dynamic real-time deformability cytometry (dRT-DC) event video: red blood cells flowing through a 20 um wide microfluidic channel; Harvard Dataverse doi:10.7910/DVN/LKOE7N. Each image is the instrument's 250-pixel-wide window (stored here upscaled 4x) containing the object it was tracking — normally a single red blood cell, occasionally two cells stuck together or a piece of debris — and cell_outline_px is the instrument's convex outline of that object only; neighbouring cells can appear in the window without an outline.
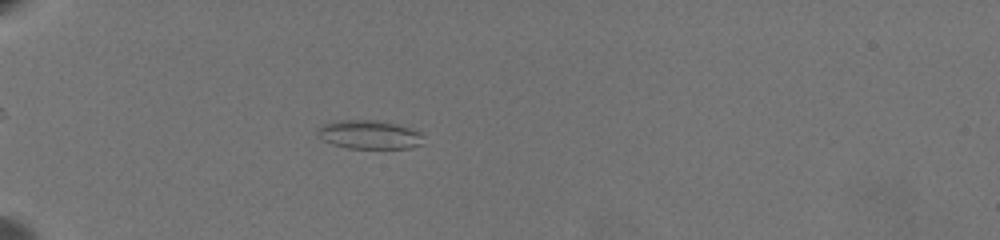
{"species": "common noctule bat (a hibernating species)", "species_latin": "Nyctalus noctula", "temperature_condition": "warm", "stored_images_in_passage": 65, "camera_frame_rate_fps": 3000, "um_per_image_px": 0.085, "animal": {"sex": "female", "body_mass_g": 19.5, "forearm_length_mm": 54.1}, "frame": {"image": 1, "passage_image": 23, "time_ms": 7.333, "image_size_px": [1000, 240], "cell_outline_px": [[424, 144], [408, 148], [348, 148], [332, 144], [324, 140], [316, 132], [316, 128], [324, 124], [336, 120], [376, 120], [396, 124], [420, 132]], "centroid_in_image_um": [31.37, 11.44], "position_along_channel_um": 53.6, "area_um2": 17.63}}
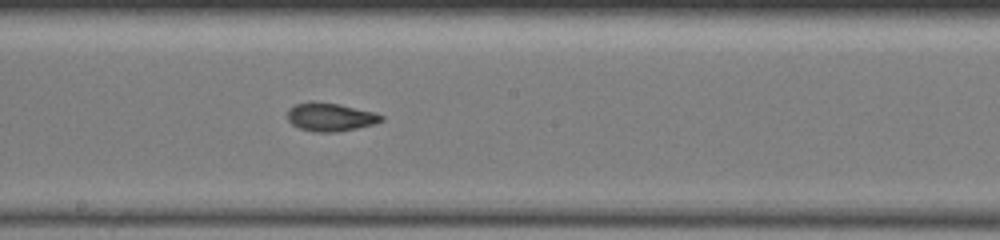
{"frame": {"image": 2, "passage_image": 40, "time_ms": 13.0, "image_size_px": [1000, 240], "cell_outline_px": [[384, 120], [372, 124], [356, 128], [336, 132], [312, 132], [300, 128], [292, 124], [288, 120], [288, 108], [296, 104], [308, 100], [312, 100], [340, 104], [376, 112], [384, 116]], "centroid_in_image_um": [28.06, 9.92], "position_along_channel_um": 220.1, "area_um2": 15.72}}
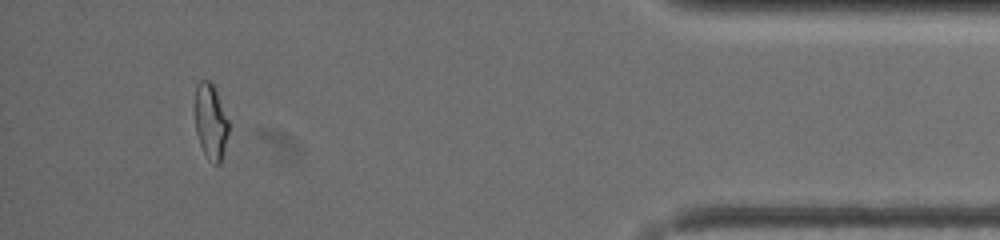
{"frame": {"image": 3, "passage_image": 61, "time_ms": 20.0, "image_size_px": [1000, 240], "cell_outline_px": [[228, 132], [220, 164], [216, 164], [208, 160], [200, 144], [196, 132], [196, 84], [200, 80], [208, 80], [212, 84], [216, 92], [228, 120]], "centroid_in_image_um": [17.9, 10.35], "position_along_channel_um": 417.3, "area_um2": 14.33}, "authors_computed_cell_mechanics": {"area_um2": 15.8372, "velocity_mm_per_s": 3.4899, "shape_relaxation_time_tau1_ms": 8.5092, "shape_relaxation_time_tau2_ms": 1.5549, "deformation_change_tau1": 0.1948, "deformation_change_tau2": 0.0787}}